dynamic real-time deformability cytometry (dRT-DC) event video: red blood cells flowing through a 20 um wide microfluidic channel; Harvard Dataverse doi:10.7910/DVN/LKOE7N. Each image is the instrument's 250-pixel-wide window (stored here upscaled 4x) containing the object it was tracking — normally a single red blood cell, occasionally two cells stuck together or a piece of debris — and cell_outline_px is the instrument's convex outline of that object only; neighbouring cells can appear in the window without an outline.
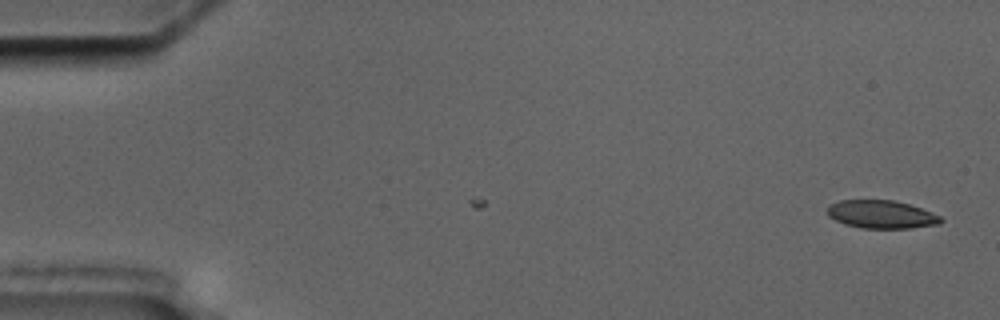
{"species": "common noctule bat (a hibernating species)", "species_latin": "Nyctalus noctula", "temperature_condition": "cold", "stored_images_in_passage": 3, "camera_frame_rate_fps": 3000, "um_per_image_px": 0.085, "animal": {"sex": "male", "body_mass_g": 17.5, "forearm_length_mm": 52.3}, "frame": {"image": 1, "passage_image": 3, "time_ms": 2.333, "image_size_px": [1000, 320], "cell_outline_px": [[944, 220], [940, 224], [912, 228], [860, 228], [844, 224], [828, 216], [828, 204], [840, 200], [896, 200], [932, 212], [940, 216]], "centroid_in_image_um": [74.92, 18.22], "position_along_channel_um": 10.1, "area_um2": 18.67}}